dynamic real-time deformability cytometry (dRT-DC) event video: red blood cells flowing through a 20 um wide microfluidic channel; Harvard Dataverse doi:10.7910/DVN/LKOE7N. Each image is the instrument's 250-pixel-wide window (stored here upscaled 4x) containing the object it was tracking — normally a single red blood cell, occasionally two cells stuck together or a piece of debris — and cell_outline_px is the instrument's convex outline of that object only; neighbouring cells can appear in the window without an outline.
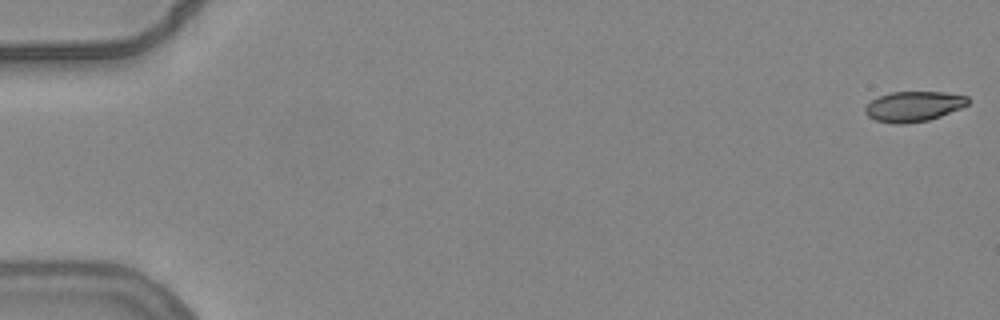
{"species": "common noctule bat (a hibernating species)", "species_latin": "Nyctalus noctula", "temperature_condition": "warm", "stored_images_in_passage": 50, "camera_frame_rate_fps": 3000, "um_per_image_px": 0.085, "animal": {"sex": "female", "body_mass_g": 24.6, "forearm_length_mm": 56.2}, "frame": {"image": 1, "passage_image": 1, "time_ms": 0.0, "image_size_px": [1000, 320], "cell_outline_px": [[968, 104], [960, 108], [940, 116], [928, 120], [904, 124], [896, 124], [876, 120], [868, 116], [864, 112], [864, 108], [872, 100], [880, 96], [892, 92], [944, 92], [968, 96]], "centroid_in_image_um": [77.65, 9.04], "position_along_channel_um": 7.4, "area_um2": 17.92}}
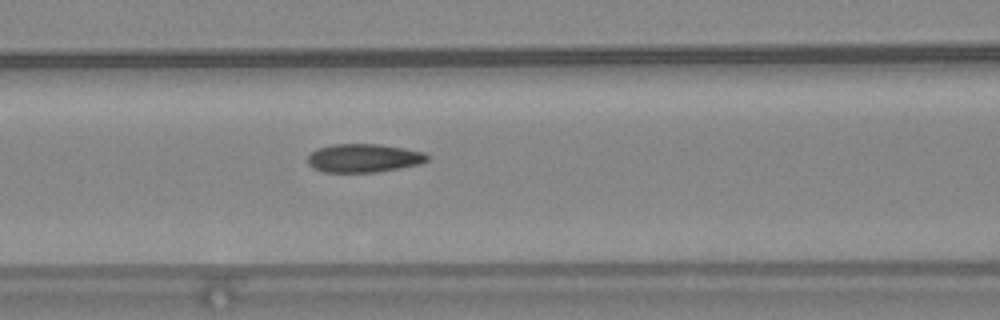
{"frame": {"image": 2, "passage_image": 24, "time_ms": 7.667, "image_size_px": [1000, 320], "cell_outline_px": [[428, 160], [420, 164], [400, 168], [376, 172], [324, 172], [312, 168], [308, 164], [308, 156], [316, 148], [332, 144], [380, 144], [404, 148], [424, 152], [428, 156]], "centroid_in_image_um": [30.9, 13.43], "position_along_channel_um": 135.7, "area_um2": 19.94}}
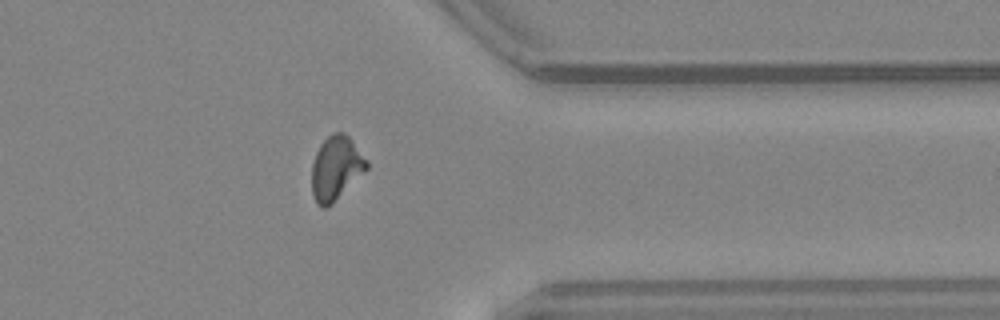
{"frame": {"image": 3, "passage_image": 44, "time_ms": 14.333, "image_size_px": [1000, 320], "cell_outline_px": [[368, 168], [332, 204], [324, 208], [320, 208], [316, 204], [312, 196], [312, 164], [316, 152], [320, 144], [332, 132], [344, 132], [352, 140], [368, 160]], "centroid_in_image_um": [28.55, 14.29], "position_along_channel_um": 382.9, "area_um2": 20.58}}